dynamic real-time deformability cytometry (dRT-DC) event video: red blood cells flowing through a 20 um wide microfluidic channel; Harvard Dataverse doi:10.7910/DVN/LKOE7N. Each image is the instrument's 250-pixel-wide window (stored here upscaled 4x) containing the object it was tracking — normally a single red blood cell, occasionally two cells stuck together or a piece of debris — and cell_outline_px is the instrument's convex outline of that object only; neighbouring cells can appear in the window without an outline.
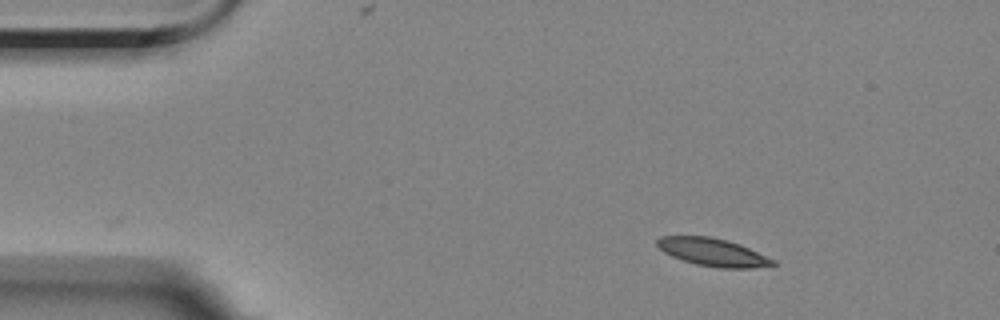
{"species": "Egyptian fruit bat (a non-hibernating species)", "species_latin": "Rousettus aegyptiacus", "temperature_condition": "room temperature", "stored_images_in_passage": 2, "camera_frame_rate_fps": 3000, "um_per_image_px": 0.085, "animal": {"sex": "female"}, "frame": {"image": 1, "passage_image": 2, "time_ms": 1.333, "image_size_px": [1000, 320], "cell_outline_px": [[776, 264], [752, 268], [720, 268], [696, 264], [672, 256], [664, 252], [656, 244], [656, 240], [660, 236], [712, 236], [740, 244], [776, 260]], "centroid_in_image_um": [60.59, 21.43], "position_along_channel_um": 24.4, "area_um2": 18.67}}